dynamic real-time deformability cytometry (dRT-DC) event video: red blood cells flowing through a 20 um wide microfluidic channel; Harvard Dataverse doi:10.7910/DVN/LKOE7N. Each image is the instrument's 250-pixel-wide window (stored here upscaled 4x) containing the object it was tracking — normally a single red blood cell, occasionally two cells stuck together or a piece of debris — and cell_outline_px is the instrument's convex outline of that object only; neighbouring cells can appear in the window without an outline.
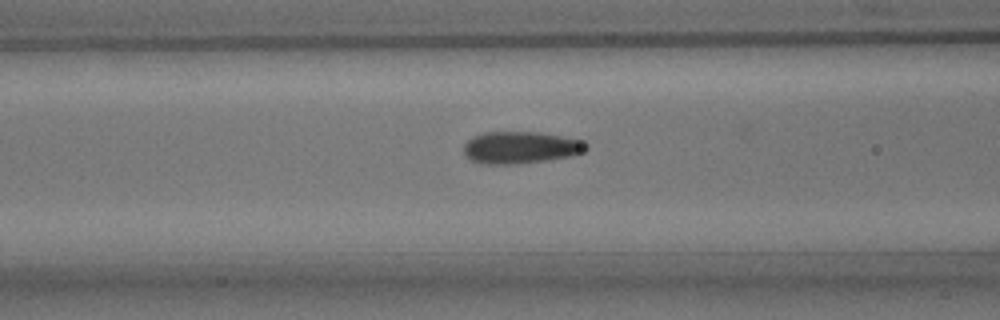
{"species": "common noctule bat (a hibernating species)", "species_latin": "Nyctalus noctula", "temperature_condition": "room temperature", "stored_images_in_passage": 38, "camera_frame_rate_fps": 3000, "um_per_image_px": 0.085, "animal": {"sex": "male", "body_mass_g": 15.6}, "frame": {"image": 1, "passage_image": 16, "time_ms": 5.0, "image_size_px": [1000, 320], "cell_outline_px": [[588, 148], [580, 152], [568, 156], [544, 160], [516, 164], [480, 164], [472, 160], [464, 152], [464, 144], [472, 136], [484, 132], [536, 132], [560, 136], [580, 140], [588, 144]], "centroid_in_image_um": [44.19, 12.53], "position_along_channel_um": 122.4, "area_um2": 22.54}}
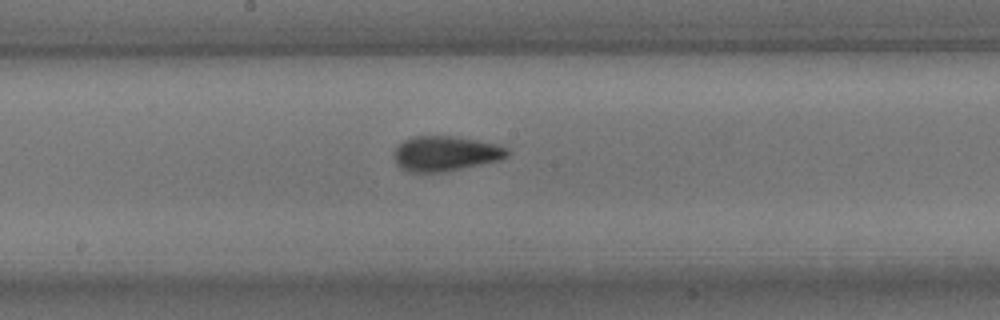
{"frame": {"image": 2, "passage_image": 23, "time_ms": 7.333, "image_size_px": [1000, 320], "cell_outline_px": [[508, 156], [496, 160], [480, 164], [444, 172], [408, 172], [400, 168], [396, 164], [396, 148], [404, 140], [412, 136], [452, 136], [500, 144], [508, 148]], "centroid_in_image_um": [37.86, 13.05], "position_along_channel_um": 210.3, "area_um2": 22.89}}
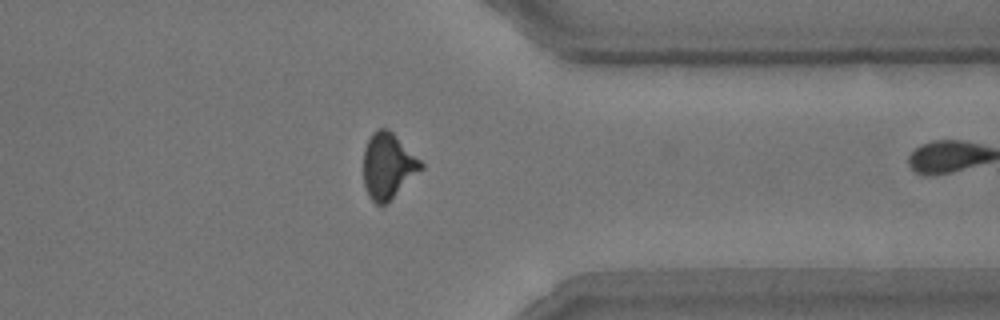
{"frame": {"image": 3, "passage_image": 37, "time_ms": 12.0, "image_size_px": [1000, 320], "cell_outline_px": [[424, 168], [384, 204], [376, 204], [368, 196], [364, 184], [364, 148], [372, 132], [376, 128], [388, 128], [424, 164]], "centroid_in_image_um": [32.96, 14.07], "position_along_channel_um": 378.4, "area_um2": 21.68}}